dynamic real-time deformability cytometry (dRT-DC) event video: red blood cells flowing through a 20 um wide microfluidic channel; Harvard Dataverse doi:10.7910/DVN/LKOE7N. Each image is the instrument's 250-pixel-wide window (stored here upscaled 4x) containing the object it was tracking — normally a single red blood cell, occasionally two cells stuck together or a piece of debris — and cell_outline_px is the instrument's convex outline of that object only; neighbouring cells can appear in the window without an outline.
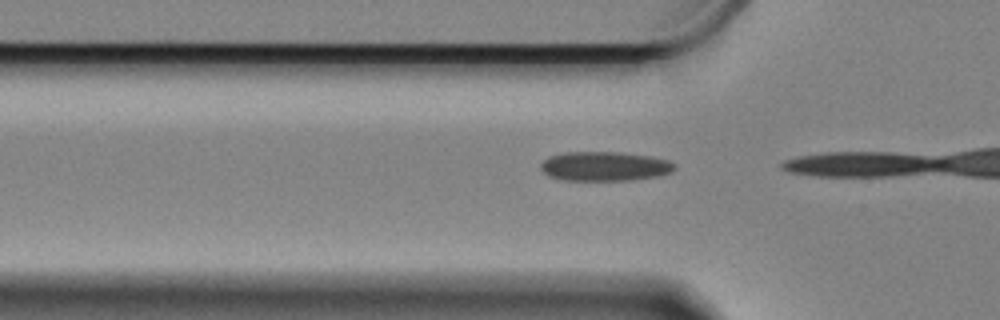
{"species": "Egyptian fruit bat (a non-hibernating species)", "species_latin": "Rousettus aegyptiacus", "temperature_condition": "cold", "stored_images_in_passage": 4, "camera_frame_rate_fps": 3000, "um_per_image_px": 0.085, "animal": {"sex": "female"}, "frame": {"image": 1, "passage_image": 2, "time_ms": 0.333, "image_size_px": [1000, 320], "cell_outline_px": [[676, 168], [672, 172], [656, 176], [628, 180], [564, 180], [548, 176], [540, 168], [540, 164], [548, 156], [564, 152], [620, 152], [652, 156], [668, 160], [676, 164]], "centroid_in_image_um": [51.39, 14.12], "position_along_channel_um": 74.4, "area_um2": 23.0}}